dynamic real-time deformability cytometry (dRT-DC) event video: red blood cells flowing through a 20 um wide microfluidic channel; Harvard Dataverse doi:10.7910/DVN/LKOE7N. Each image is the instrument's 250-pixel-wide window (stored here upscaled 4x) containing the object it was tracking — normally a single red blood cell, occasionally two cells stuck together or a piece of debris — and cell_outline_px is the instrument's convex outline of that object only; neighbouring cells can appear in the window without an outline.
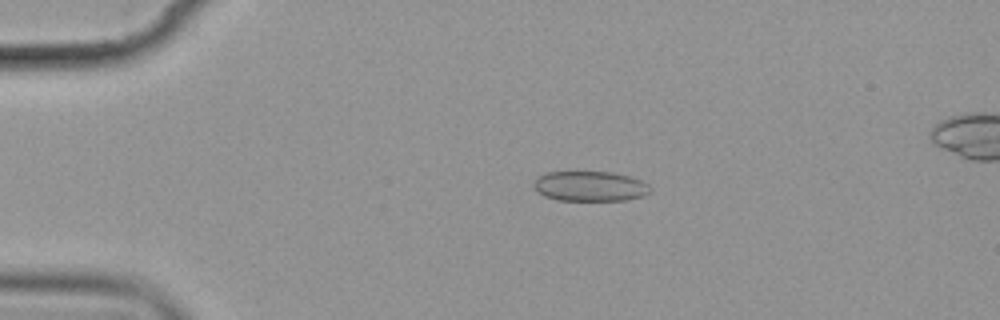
{"species": "common noctule bat (a hibernating species)", "species_latin": "Nyctalus noctula", "temperature_condition": "cold", "stored_images_in_passage": 7, "camera_frame_rate_fps": 3000, "um_per_image_px": 0.085, "animal": {"sex": "female", "body_mass_g": 19.9}, "frame": {"image": 1, "passage_image": 3, "time_ms": 3.333, "image_size_px": [1000, 320], "cell_outline_px": [[652, 192], [644, 196], [624, 200], [556, 200], [544, 196], [532, 184], [540, 176], [548, 172], [612, 172], [632, 176], [648, 184], [652, 188]], "centroid_in_image_um": [50.22, 15.83], "position_along_channel_um": 34.8, "area_um2": 20.4}}
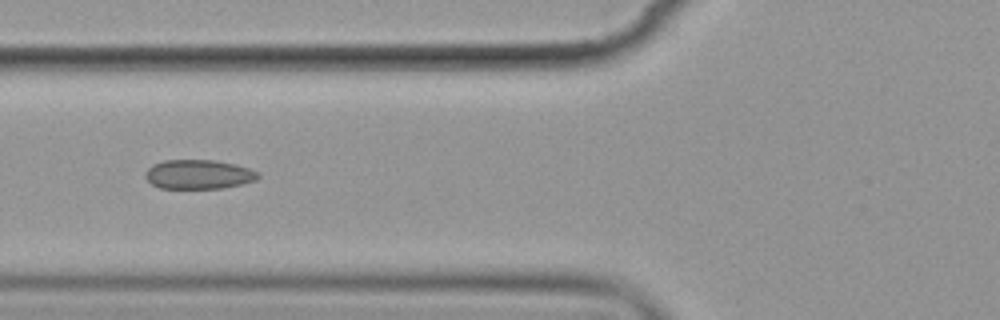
{"frame": {"image": 2, "passage_image": 6, "time_ms": 6.667, "image_size_px": [1000, 320], "cell_outline_px": [[260, 176], [256, 180], [244, 184], [220, 188], [160, 188], [152, 184], [144, 176], [144, 172], [152, 164], [164, 160], [212, 160], [236, 164], [260, 172]], "centroid_in_image_um": [16.88, 14.82], "position_along_channel_um": 108.9, "area_um2": 19.36}}
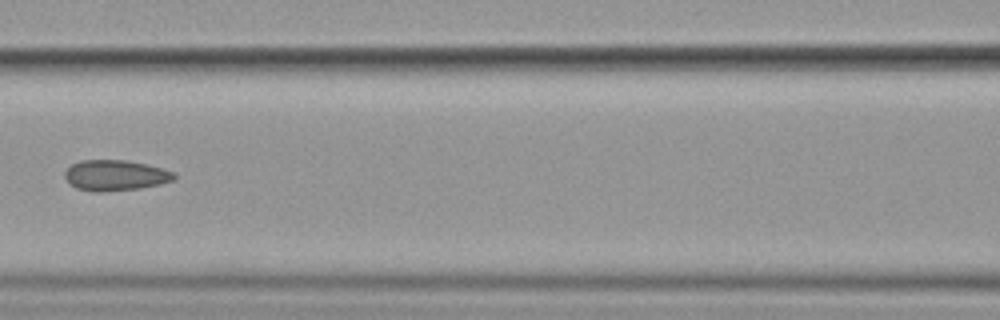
{"frame": {"image": 3, "passage_image": 7, "time_ms": 8.0, "image_size_px": [1000, 320], "cell_outline_px": [[176, 180], [160, 184], [140, 188], [104, 192], [92, 192], [76, 188], [64, 176], [64, 172], [72, 164], [80, 160], [124, 160], [148, 164], [176, 172]], "centroid_in_image_um": [9.84, 14.9], "position_along_channel_um": 156.8, "area_um2": 19.71}}